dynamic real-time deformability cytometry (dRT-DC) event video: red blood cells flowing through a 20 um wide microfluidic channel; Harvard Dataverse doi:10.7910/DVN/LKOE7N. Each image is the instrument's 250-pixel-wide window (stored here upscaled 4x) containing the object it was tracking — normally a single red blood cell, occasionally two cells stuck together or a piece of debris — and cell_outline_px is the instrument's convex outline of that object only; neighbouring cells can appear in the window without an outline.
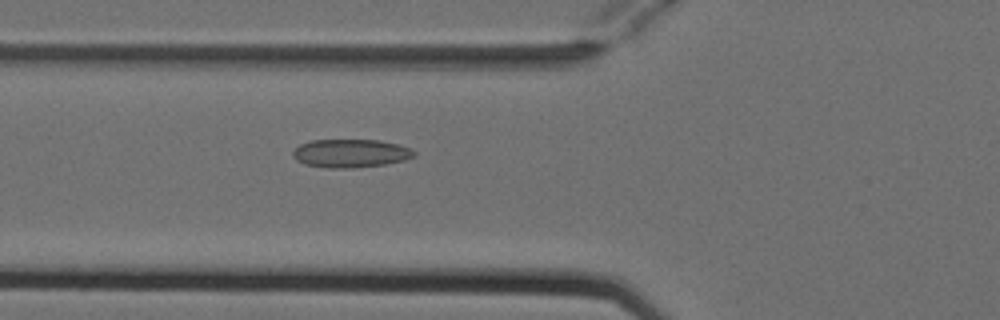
{"species": "Egyptian fruit bat (a non-hibernating species)", "species_latin": "Rousettus aegyptiacus", "temperature_condition": "cold", "stored_images_in_passage": 4, "camera_frame_rate_fps": 3000, "um_per_image_px": 0.085, "animal": {"sex": "female"}, "frame": {"image": 1, "passage_image": 4, "time_ms": 1.0, "image_size_px": [1000, 320], "cell_outline_px": [[416, 156], [404, 160], [384, 164], [352, 168], [328, 168], [304, 164], [296, 160], [292, 156], [292, 152], [300, 144], [312, 140], [380, 140], [400, 144], [416, 152]], "centroid_in_image_um": [29.8, 13.03], "position_along_channel_um": 96.0, "area_um2": 20.06}}